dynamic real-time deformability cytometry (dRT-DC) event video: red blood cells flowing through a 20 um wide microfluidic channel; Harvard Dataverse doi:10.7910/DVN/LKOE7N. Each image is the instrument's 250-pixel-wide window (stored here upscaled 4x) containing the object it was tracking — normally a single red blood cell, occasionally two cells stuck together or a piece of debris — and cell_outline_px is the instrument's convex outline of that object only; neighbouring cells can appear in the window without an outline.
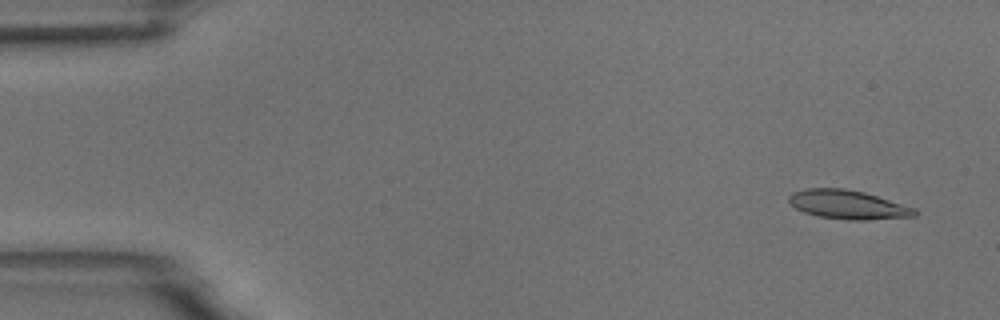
{"species": "common noctule bat (a hibernating species)", "species_latin": "Nyctalus noctula", "temperature_condition": "room temperature", "stored_images_in_passage": 3, "camera_frame_rate_fps": 3000, "um_per_image_px": 0.085, "animal": {"sex": "male", "body_mass_g": 18.8}, "frame": {"image": 1, "passage_image": 1, "time_ms": 0.0, "image_size_px": [1000, 320], "cell_outline_px": [[920, 212], [916, 216], [868, 220], [848, 220], [816, 216], [804, 212], [796, 208], [788, 200], [788, 196], [792, 192], [804, 188], [844, 188], [864, 192], [916, 208]], "centroid_in_image_um": [72.09, 17.39], "position_along_channel_um": 12.9, "area_um2": 21.39}}